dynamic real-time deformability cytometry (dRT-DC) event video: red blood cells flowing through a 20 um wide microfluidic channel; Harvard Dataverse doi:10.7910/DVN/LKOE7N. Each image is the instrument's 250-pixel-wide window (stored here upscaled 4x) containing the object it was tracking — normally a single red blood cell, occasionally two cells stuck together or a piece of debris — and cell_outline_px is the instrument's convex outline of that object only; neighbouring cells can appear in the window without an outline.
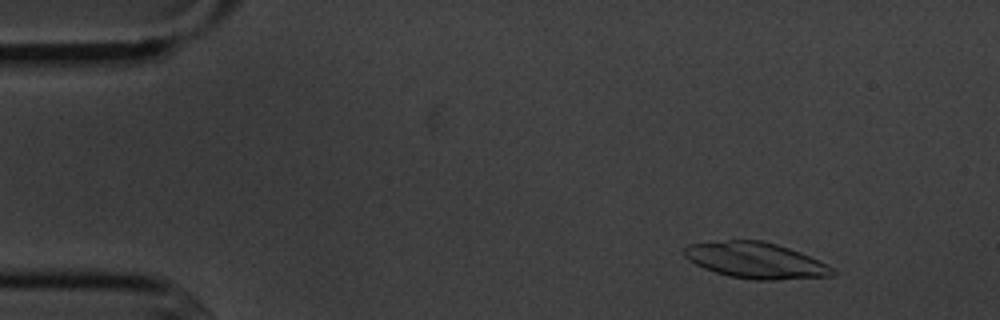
{"species": "common noctule bat (a hibernating species)", "species_latin": "Nyctalus noctula", "temperature_condition": "cold", "stored_images_in_passage": 9, "camera_frame_rate_fps": 3000, "um_per_image_px": 0.085, "animal": {"sex": "male", "body_mass_g": 20.1, "forearm_length_mm": 53.5}, "frame": {"image": 1, "passage_image": 2, "time_ms": 1.333, "image_size_px": [1000, 320], "cell_outline_px": [[836, 272], [832, 276], [776, 280], [756, 280], [728, 276], [704, 268], [688, 260], [684, 256], [684, 248], [688, 244], [728, 240], [764, 240], [800, 252], [832, 268]], "centroid_in_image_um": [64.2, 22.13], "position_along_channel_um": 20.8, "area_um2": 30.87}}